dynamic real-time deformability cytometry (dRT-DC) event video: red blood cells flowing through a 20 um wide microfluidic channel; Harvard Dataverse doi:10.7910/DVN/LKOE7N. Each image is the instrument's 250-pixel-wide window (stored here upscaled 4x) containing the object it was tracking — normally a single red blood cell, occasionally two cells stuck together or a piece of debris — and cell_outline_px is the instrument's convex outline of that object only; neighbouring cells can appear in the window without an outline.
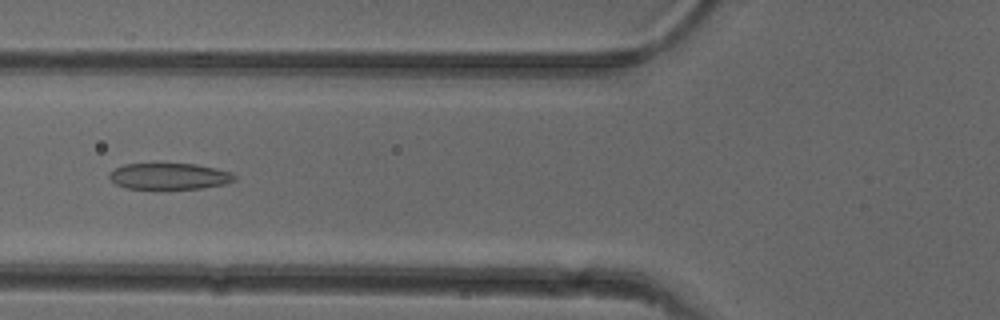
{"species": "common noctule bat (a hibernating species)", "species_latin": "Nyctalus noctula", "temperature_condition": "cold", "stored_images_in_passage": 44, "camera_frame_rate_fps": 3000, "um_per_image_px": 0.085, "animal": {"sex": "female"}, "frame": {"image": 1, "passage_image": 12, "time_ms": 3.667, "image_size_px": [1000, 320], "cell_outline_px": [[236, 180], [224, 184], [204, 188], [164, 192], [124, 188], [116, 184], [108, 176], [108, 172], [124, 164], [196, 164], [216, 168], [232, 172], [236, 176]], "centroid_in_image_um": [14.38, 15.04], "position_along_channel_um": 111.4, "area_um2": 20.23}}
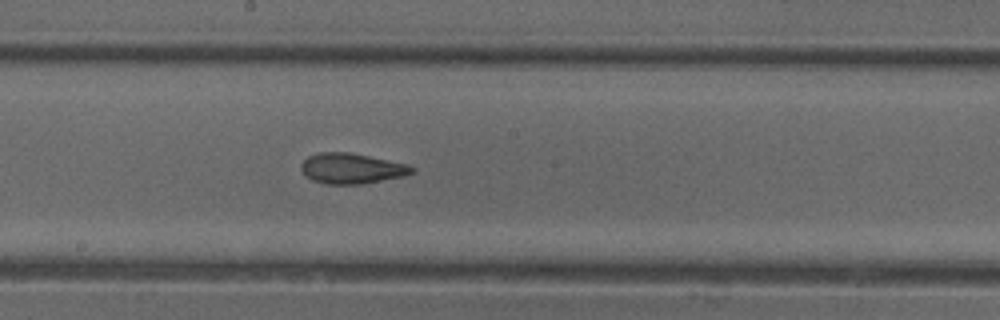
{"frame": {"image": 2, "passage_image": 20, "time_ms": 6.333, "image_size_px": [1000, 320], "cell_outline_px": [[416, 172], [404, 176], [360, 184], [324, 184], [312, 180], [304, 176], [300, 168], [300, 164], [308, 156], [320, 152], [352, 152], [408, 164], [416, 168]], "centroid_in_image_um": [29.89, 14.31], "position_along_channel_um": 218.3, "area_um2": 19.94}}
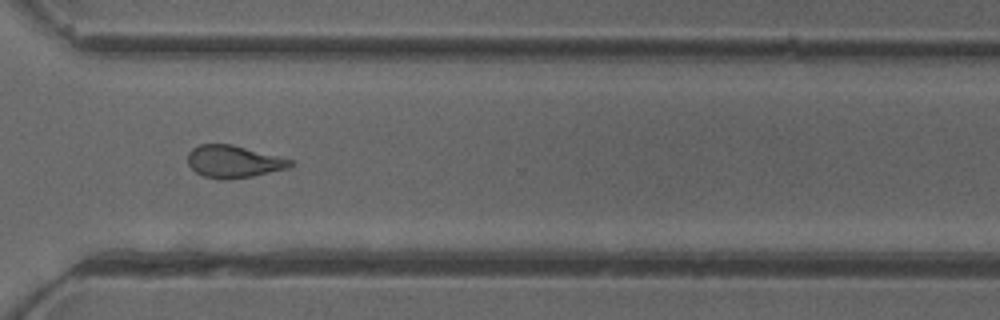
{"frame": {"image": 3, "passage_image": 30, "time_ms": 9.667, "image_size_px": [1000, 320], "cell_outline_px": [[296, 164], [288, 168], [252, 176], [228, 180], [220, 180], [204, 176], [196, 172], [188, 164], [188, 152], [192, 148], [200, 144], [232, 144], [296, 160]], "centroid_in_image_um": [19.9, 13.73], "position_along_channel_um": 350.7, "area_um2": 19.59}, "authors_computed_cell_mechanics": {"area_um2": 19.8254, "velocity_mm_per_s": 3.9778, "shape_relaxation_time_tau1_ms": null, "shape_relaxation_time_tau2_ms": 1.4092, "deformation_change_tau1": null, "deformation_change_tau2": 0.0813}}